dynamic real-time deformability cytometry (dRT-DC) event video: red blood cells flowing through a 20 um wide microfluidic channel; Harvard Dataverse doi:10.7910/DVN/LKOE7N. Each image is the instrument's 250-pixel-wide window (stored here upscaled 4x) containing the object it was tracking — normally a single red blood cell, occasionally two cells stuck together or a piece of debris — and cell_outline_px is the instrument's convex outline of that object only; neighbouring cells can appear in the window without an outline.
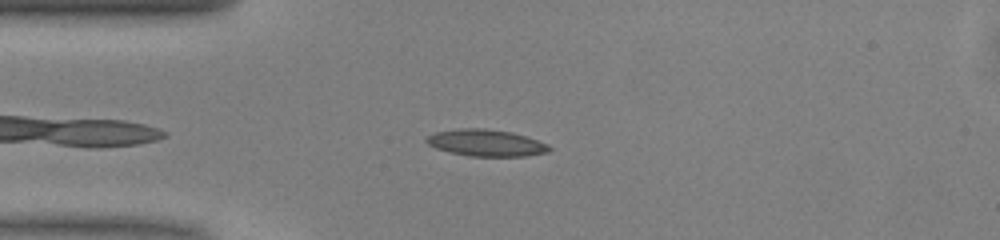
{"species": "common noctule bat (a hibernating species)", "species_latin": "Nyctalus noctula", "temperature_condition": "warm", "stored_images_in_passage": 37, "camera_frame_rate_fps": 3000, "um_per_image_px": 0.085, "animal": {"sex": "male", "body_mass_g": 13.0, "forearm_length_mm": 53.1}, "frame": {"image": 1, "passage_image": 10, "time_ms": 3.0, "image_size_px": [1000, 240], "cell_outline_px": [[552, 148], [548, 152], [528, 156], [468, 156], [436, 148], [428, 144], [424, 140], [428, 136], [436, 132], [460, 128], [484, 128], [512, 132], [548, 144]], "centroid_in_image_um": [41.33, 12.14], "position_along_channel_um": 43.7, "area_um2": 19.02}}
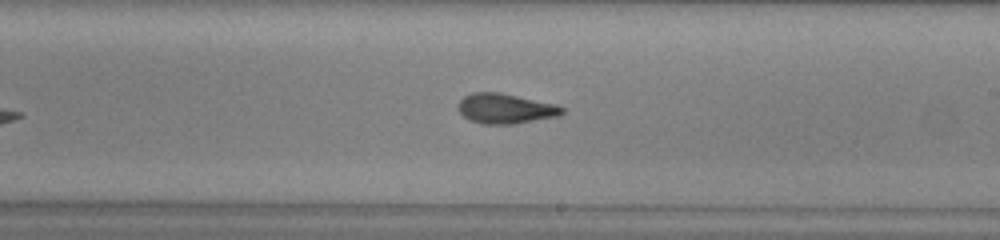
{"frame": {"image": 2, "passage_image": 26, "time_ms": 8.333, "image_size_px": [1000, 240], "cell_outline_px": [[564, 112], [560, 116], [512, 124], [484, 124], [472, 120], [464, 116], [460, 112], [460, 100], [464, 96], [472, 92], [496, 92], [556, 104], [564, 108]], "centroid_in_image_um": [43.0, 9.23], "position_along_channel_um": 246.0, "area_um2": 17.86}}
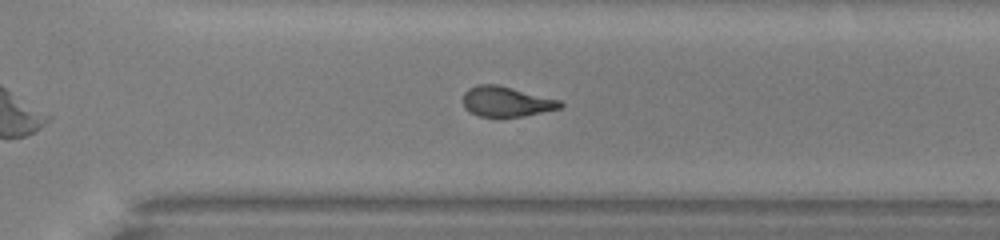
{"frame": {"image": 3, "passage_image": 32, "time_ms": 10.333, "image_size_px": [1000, 240], "cell_outline_px": [[564, 104], [560, 108], [524, 116], [480, 116], [468, 112], [464, 108], [464, 92], [468, 88], [476, 84], [500, 84], [560, 100]], "centroid_in_image_um": [43.02, 8.61], "position_along_channel_um": 327.6, "area_um2": 17.17}, "authors_computed_cell_mechanics": {"area_um2": 18.0914, "velocity_mm_per_s": 4.0799, "shape_relaxation_time_tau1_ms": null, "shape_relaxation_time_tau2_ms": 2.321, "deformation_change_tau1": null, "deformation_change_tau2": 0.109}}